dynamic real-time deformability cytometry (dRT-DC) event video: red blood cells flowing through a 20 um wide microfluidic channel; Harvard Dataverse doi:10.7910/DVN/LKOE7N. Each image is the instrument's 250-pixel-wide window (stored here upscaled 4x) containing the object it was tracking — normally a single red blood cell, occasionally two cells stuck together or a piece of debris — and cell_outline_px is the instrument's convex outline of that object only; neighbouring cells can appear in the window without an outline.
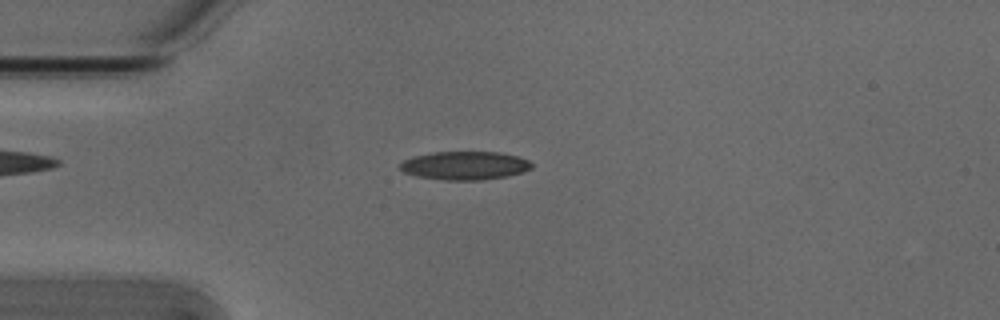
{"species": "Egyptian fruit bat (a non-hibernating species)", "species_latin": "Rousettus aegyptiacus", "temperature_condition": "cold", "stored_images_in_passage": 53, "camera_frame_rate_fps": 3000, "um_per_image_px": 0.085, "animal": {"sex": "male"}, "frame": {"image": 1, "passage_image": 13, "time_ms": 4.0, "image_size_px": [1000, 320], "cell_outline_px": [[532, 168], [524, 172], [508, 176], [480, 180], [444, 180], [416, 176], [404, 172], [400, 168], [400, 164], [404, 160], [412, 156], [432, 152], [500, 152], [516, 156], [528, 160], [532, 164]], "centroid_in_image_um": [39.51, 14.07], "position_along_channel_um": 45.5, "area_um2": 21.85}}
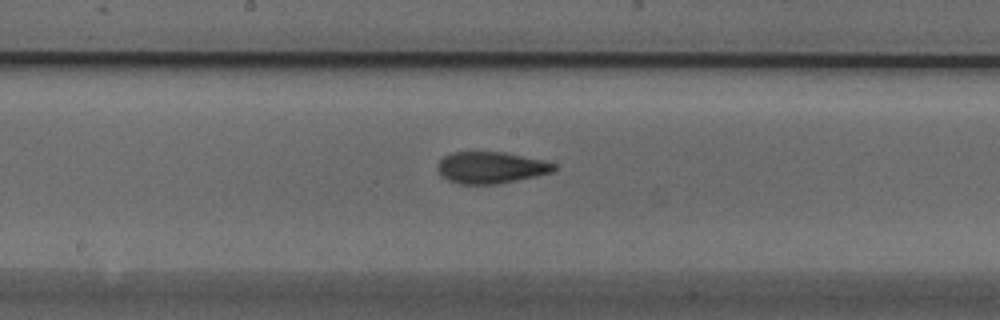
{"frame": {"image": 2, "passage_image": 27, "time_ms": 8.667, "image_size_px": [1000, 320], "cell_outline_px": [[556, 168], [552, 172], [536, 176], [496, 184], [460, 184], [448, 180], [440, 176], [436, 168], [440, 160], [444, 156], [452, 152], [504, 152], [544, 160], [556, 164]], "centroid_in_image_um": [41.7, 14.24], "position_along_channel_um": 206.5, "area_um2": 21.5}}
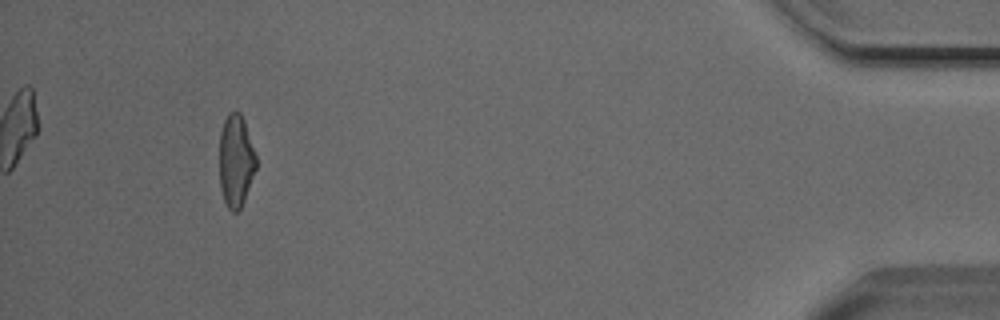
{"frame": {"image": 3, "passage_image": 49, "time_ms": 16.0, "image_size_px": [1000, 320], "cell_outline_px": [[256, 168], [244, 200], [240, 208], [236, 212], [232, 212], [228, 208], [224, 200], [220, 188], [220, 132], [224, 120], [228, 112], [240, 112], [244, 120], [256, 156]], "centroid_in_image_um": [20.04, 13.66], "position_along_channel_um": 415.2, "area_um2": 19.59}, "authors_computed_cell_mechanics": {"area_um2": 20.9236, "velocity_mm_per_s": 3.8182, "shape_relaxation_time_tau1_ms": 6.1004, "shape_relaxation_time_tau2_ms": 2.5404, "deformation_change_tau1": 0.1599, "deformation_change_tau2": 0.1058}}